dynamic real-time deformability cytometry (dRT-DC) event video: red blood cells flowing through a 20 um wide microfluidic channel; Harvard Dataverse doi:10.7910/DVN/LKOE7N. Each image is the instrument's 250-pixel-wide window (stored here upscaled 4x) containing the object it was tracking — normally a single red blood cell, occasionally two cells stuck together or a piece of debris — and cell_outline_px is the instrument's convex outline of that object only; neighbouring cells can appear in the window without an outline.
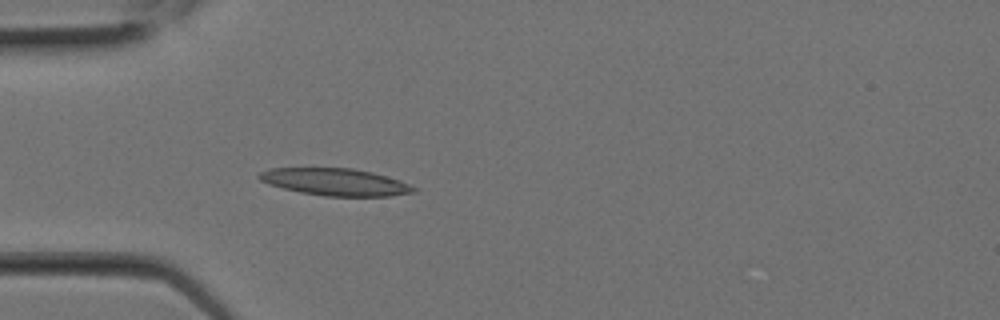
{"species": "Egyptian fruit bat (a non-hibernating species)", "species_latin": "Rousettus aegyptiacus", "temperature_condition": "room temperature", "stored_images_in_passage": 2, "camera_frame_rate_fps": 3000, "um_per_image_px": 0.085, "animal": {"sex": "female"}, "frame": {"image": 1, "passage_image": 2, "time_ms": 0.333, "image_size_px": [1000, 320], "cell_outline_px": [[416, 192], [392, 196], [324, 196], [300, 192], [268, 184], [260, 180], [256, 176], [260, 172], [268, 168], [352, 168], [372, 172], [408, 184], [416, 188]], "centroid_in_image_um": [28.45, 15.47], "position_along_channel_um": 56.5, "area_um2": 24.28}}